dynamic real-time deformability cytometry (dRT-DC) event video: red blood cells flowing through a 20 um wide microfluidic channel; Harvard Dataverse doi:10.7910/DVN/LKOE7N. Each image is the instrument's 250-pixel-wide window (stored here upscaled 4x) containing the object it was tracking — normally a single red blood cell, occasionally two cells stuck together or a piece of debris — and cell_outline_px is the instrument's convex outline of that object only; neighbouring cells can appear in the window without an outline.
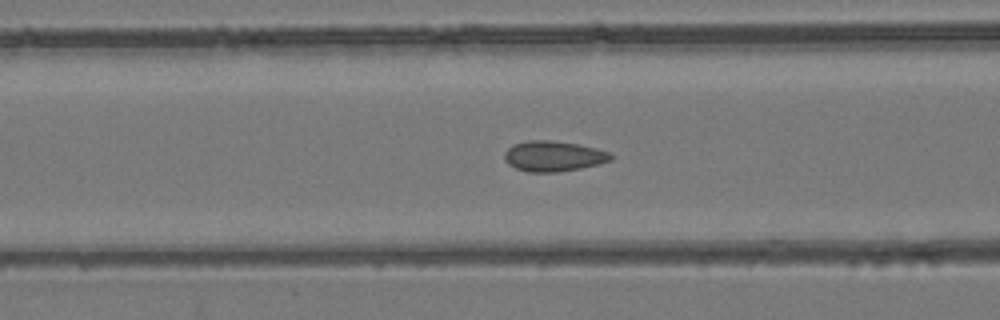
{"species": "common noctule bat (a hibernating species)", "species_latin": "Nyctalus noctula", "temperature_condition": "room temperature", "stored_images_in_passage": 33, "camera_frame_rate_fps": 3000, "um_per_image_px": 0.085, "animal": {"sex": "female", "body_mass_g": 24.6, "forearm_length_mm": 56.2}, "frame": {"image": 1, "passage_image": 8, "time_ms": 2.333, "image_size_px": [1000, 320], "cell_outline_px": [[612, 160], [580, 168], [556, 172], [528, 172], [516, 168], [508, 164], [504, 160], [504, 152], [508, 148], [516, 144], [528, 140], [548, 140], [576, 144], [596, 148], [608, 152], [612, 156]], "centroid_in_image_um": [47.01, 13.28], "position_along_channel_um": 119.6, "area_um2": 18.61}}
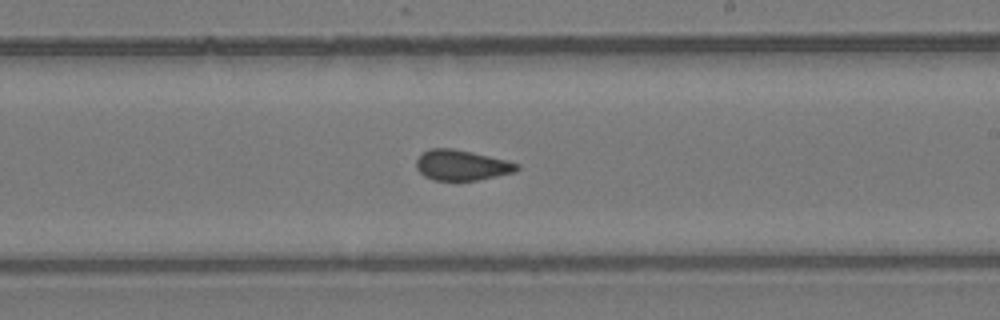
{"frame": {"image": 2, "passage_image": 18, "time_ms": 5.667, "image_size_px": [1000, 320], "cell_outline_px": [[520, 168], [512, 172], [496, 176], [476, 180], [432, 180], [424, 176], [416, 168], [416, 160], [424, 152], [432, 148], [452, 148], [472, 152], [520, 164]], "centroid_in_image_um": [39.21, 14.04], "position_along_channel_um": 249.8, "area_um2": 17.57}}
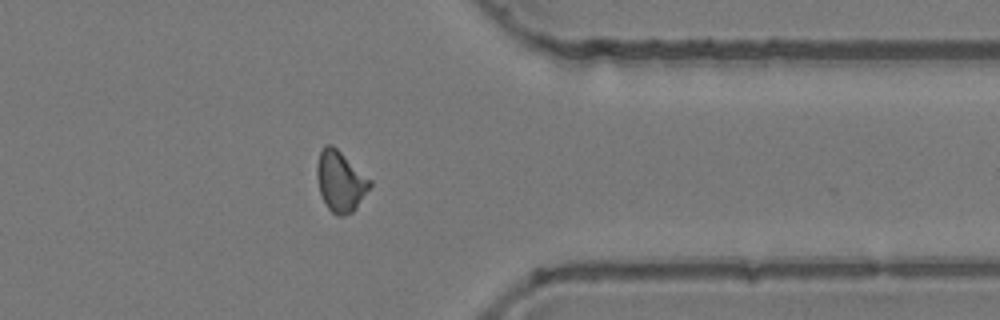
{"frame": {"image": 3, "passage_image": 29, "time_ms": 9.333, "image_size_px": [1000, 320], "cell_outline_px": [[372, 184], [356, 208], [352, 212], [344, 216], [336, 216], [328, 208], [320, 192], [316, 176], [316, 168], [320, 152], [324, 144], [332, 144], [372, 180]], "centroid_in_image_um": [28.93, 15.41], "position_along_channel_um": 382.5, "area_um2": 18.67}, "authors_computed_cell_mechanics": {"area_um2": 18.1492, "velocity_mm_per_s": 3.9112, "shape_relaxation_time_tau1_ms": null, "shape_relaxation_time_tau2_ms": 1.441, "deformation_change_tau1": null, "deformation_change_tau2": 0.0521}}